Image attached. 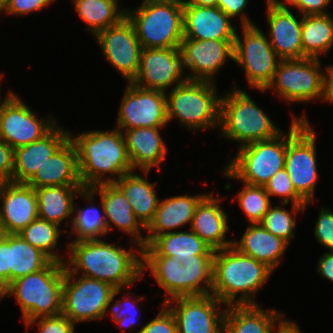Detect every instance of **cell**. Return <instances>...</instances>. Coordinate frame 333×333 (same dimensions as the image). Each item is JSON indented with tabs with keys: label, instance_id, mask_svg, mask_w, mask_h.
I'll return each instance as SVG.
<instances>
[{
	"label": "cell",
	"instance_id": "obj_1",
	"mask_svg": "<svg viewBox=\"0 0 333 333\" xmlns=\"http://www.w3.org/2000/svg\"><path fill=\"white\" fill-rule=\"evenodd\" d=\"M69 257L65 271L113 285L116 289L132 286L143 278L142 248L130 250L102 239L67 242ZM81 270V271H80Z\"/></svg>",
	"mask_w": 333,
	"mask_h": 333
},
{
	"label": "cell",
	"instance_id": "obj_2",
	"mask_svg": "<svg viewBox=\"0 0 333 333\" xmlns=\"http://www.w3.org/2000/svg\"><path fill=\"white\" fill-rule=\"evenodd\" d=\"M70 139L77 150L79 177L84 188L114 183L122 175L134 171L123 132L117 127L110 131L70 133Z\"/></svg>",
	"mask_w": 333,
	"mask_h": 333
},
{
	"label": "cell",
	"instance_id": "obj_3",
	"mask_svg": "<svg viewBox=\"0 0 333 333\" xmlns=\"http://www.w3.org/2000/svg\"><path fill=\"white\" fill-rule=\"evenodd\" d=\"M273 272L265 263L239 252L233 246L216 250L210 294L225 306L258 305L255 294ZM238 294L240 296L236 297Z\"/></svg>",
	"mask_w": 333,
	"mask_h": 333
},
{
	"label": "cell",
	"instance_id": "obj_4",
	"mask_svg": "<svg viewBox=\"0 0 333 333\" xmlns=\"http://www.w3.org/2000/svg\"><path fill=\"white\" fill-rule=\"evenodd\" d=\"M214 255H196V260L180 263L174 257L142 256V275L148 269L165 291L163 304L178 297L211 293Z\"/></svg>",
	"mask_w": 333,
	"mask_h": 333
},
{
	"label": "cell",
	"instance_id": "obj_5",
	"mask_svg": "<svg viewBox=\"0 0 333 333\" xmlns=\"http://www.w3.org/2000/svg\"><path fill=\"white\" fill-rule=\"evenodd\" d=\"M65 264L52 261L46 268L12 281L4 297H15L25 325L36 318L62 313Z\"/></svg>",
	"mask_w": 333,
	"mask_h": 333
},
{
	"label": "cell",
	"instance_id": "obj_6",
	"mask_svg": "<svg viewBox=\"0 0 333 333\" xmlns=\"http://www.w3.org/2000/svg\"><path fill=\"white\" fill-rule=\"evenodd\" d=\"M230 91L221 97V137L236 141L241 147L272 139L282 132L244 89L235 85Z\"/></svg>",
	"mask_w": 333,
	"mask_h": 333
},
{
	"label": "cell",
	"instance_id": "obj_7",
	"mask_svg": "<svg viewBox=\"0 0 333 333\" xmlns=\"http://www.w3.org/2000/svg\"><path fill=\"white\" fill-rule=\"evenodd\" d=\"M215 83L187 79L166 92L168 124L177 118L181 126L195 132L218 128L222 96L217 94Z\"/></svg>",
	"mask_w": 333,
	"mask_h": 333
},
{
	"label": "cell",
	"instance_id": "obj_8",
	"mask_svg": "<svg viewBox=\"0 0 333 333\" xmlns=\"http://www.w3.org/2000/svg\"><path fill=\"white\" fill-rule=\"evenodd\" d=\"M126 17L133 24L143 48H180L184 38L183 4L143 0Z\"/></svg>",
	"mask_w": 333,
	"mask_h": 333
},
{
	"label": "cell",
	"instance_id": "obj_9",
	"mask_svg": "<svg viewBox=\"0 0 333 333\" xmlns=\"http://www.w3.org/2000/svg\"><path fill=\"white\" fill-rule=\"evenodd\" d=\"M287 134L249 143L238 148L236 157L228 159L223 168L225 178L251 185L265 186L276 172L285 166Z\"/></svg>",
	"mask_w": 333,
	"mask_h": 333
},
{
	"label": "cell",
	"instance_id": "obj_10",
	"mask_svg": "<svg viewBox=\"0 0 333 333\" xmlns=\"http://www.w3.org/2000/svg\"><path fill=\"white\" fill-rule=\"evenodd\" d=\"M287 132L284 168L296 192L306 201L314 202L319 179L316 157V134L306 115L294 116Z\"/></svg>",
	"mask_w": 333,
	"mask_h": 333
},
{
	"label": "cell",
	"instance_id": "obj_11",
	"mask_svg": "<svg viewBox=\"0 0 333 333\" xmlns=\"http://www.w3.org/2000/svg\"><path fill=\"white\" fill-rule=\"evenodd\" d=\"M78 277L65 271L62 314L74 324L104 319L114 298L123 289L97 279Z\"/></svg>",
	"mask_w": 333,
	"mask_h": 333
},
{
	"label": "cell",
	"instance_id": "obj_12",
	"mask_svg": "<svg viewBox=\"0 0 333 333\" xmlns=\"http://www.w3.org/2000/svg\"><path fill=\"white\" fill-rule=\"evenodd\" d=\"M321 60L302 58L280 60L274 77L264 91L273 90L286 103L310 102L325 98V80L328 66L321 69Z\"/></svg>",
	"mask_w": 333,
	"mask_h": 333
},
{
	"label": "cell",
	"instance_id": "obj_13",
	"mask_svg": "<svg viewBox=\"0 0 333 333\" xmlns=\"http://www.w3.org/2000/svg\"><path fill=\"white\" fill-rule=\"evenodd\" d=\"M233 43V62L244 70L248 85L264 91L280 62L269 38L255 25L241 26ZM242 36V37H241Z\"/></svg>",
	"mask_w": 333,
	"mask_h": 333
},
{
	"label": "cell",
	"instance_id": "obj_14",
	"mask_svg": "<svg viewBox=\"0 0 333 333\" xmlns=\"http://www.w3.org/2000/svg\"><path fill=\"white\" fill-rule=\"evenodd\" d=\"M57 124L52 116L38 119L14 91L0 108V139L13 149L40 140Z\"/></svg>",
	"mask_w": 333,
	"mask_h": 333
},
{
	"label": "cell",
	"instance_id": "obj_15",
	"mask_svg": "<svg viewBox=\"0 0 333 333\" xmlns=\"http://www.w3.org/2000/svg\"><path fill=\"white\" fill-rule=\"evenodd\" d=\"M166 92L145 89L127 82L116 118V127L131 130L140 127H165L168 124Z\"/></svg>",
	"mask_w": 333,
	"mask_h": 333
},
{
	"label": "cell",
	"instance_id": "obj_16",
	"mask_svg": "<svg viewBox=\"0 0 333 333\" xmlns=\"http://www.w3.org/2000/svg\"><path fill=\"white\" fill-rule=\"evenodd\" d=\"M165 305L175 317L177 333H224L227 306L220 308L225 304L212 294L178 297Z\"/></svg>",
	"mask_w": 333,
	"mask_h": 333
},
{
	"label": "cell",
	"instance_id": "obj_17",
	"mask_svg": "<svg viewBox=\"0 0 333 333\" xmlns=\"http://www.w3.org/2000/svg\"><path fill=\"white\" fill-rule=\"evenodd\" d=\"M94 37L107 62L114 66L127 82H132L139 70L143 47L128 18L125 17L119 24L98 32Z\"/></svg>",
	"mask_w": 333,
	"mask_h": 333
},
{
	"label": "cell",
	"instance_id": "obj_18",
	"mask_svg": "<svg viewBox=\"0 0 333 333\" xmlns=\"http://www.w3.org/2000/svg\"><path fill=\"white\" fill-rule=\"evenodd\" d=\"M180 48H143L138 73L132 83L140 88L167 92L185 82Z\"/></svg>",
	"mask_w": 333,
	"mask_h": 333
},
{
	"label": "cell",
	"instance_id": "obj_19",
	"mask_svg": "<svg viewBox=\"0 0 333 333\" xmlns=\"http://www.w3.org/2000/svg\"><path fill=\"white\" fill-rule=\"evenodd\" d=\"M234 40L183 39L180 52L184 70L189 80L215 82V74L224 67L227 60L233 61Z\"/></svg>",
	"mask_w": 333,
	"mask_h": 333
},
{
	"label": "cell",
	"instance_id": "obj_20",
	"mask_svg": "<svg viewBox=\"0 0 333 333\" xmlns=\"http://www.w3.org/2000/svg\"><path fill=\"white\" fill-rule=\"evenodd\" d=\"M37 218L38 201L33 187L27 183L0 182V233L18 234Z\"/></svg>",
	"mask_w": 333,
	"mask_h": 333
},
{
	"label": "cell",
	"instance_id": "obj_21",
	"mask_svg": "<svg viewBox=\"0 0 333 333\" xmlns=\"http://www.w3.org/2000/svg\"><path fill=\"white\" fill-rule=\"evenodd\" d=\"M266 14L269 26V42L281 60L302 59L300 19L295 17L289 7L281 1L266 2Z\"/></svg>",
	"mask_w": 333,
	"mask_h": 333
},
{
	"label": "cell",
	"instance_id": "obj_22",
	"mask_svg": "<svg viewBox=\"0 0 333 333\" xmlns=\"http://www.w3.org/2000/svg\"><path fill=\"white\" fill-rule=\"evenodd\" d=\"M234 24L219 7L183 4V39L235 40Z\"/></svg>",
	"mask_w": 333,
	"mask_h": 333
},
{
	"label": "cell",
	"instance_id": "obj_23",
	"mask_svg": "<svg viewBox=\"0 0 333 333\" xmlns=\"http://www.w3.org/2000/svg\"><path fill=\"white\" fill-rule=\"evenodd\" d=\"M91 189L102 200L108 234L117 227L127 233L136 247L145 246V235H141L146 228L136 218L132 205L123 192L114 183H103L92 186ZM98 194V195H97ZM113 225V226H112Z\"/></svg>",
	"mask_w": 333,
	"mask_h": 333
},
{
	"label": "cell",
	"instance_id": "obj_24",
	"mask_svg": "<svg viewBox=\"0 0 333 333\" xmlns=\"http://www.w3.org/2000/svg\"><path fill=\"white\" fill-rule=\"evenodd\" d=\"M69 138L70 132L57 124L40 140L14 149L12 181L27 183Z\"/></svg>",
	"mask_w": 333,
	"mask_h": 333
},
{
	"label": "cell",
	"instance_id": "obj_25",
	"mask_svg": "<svg viewBox=\"0 0 333 333\" xmlns=\"http://www.w3.org/2000/svg\"><path fill=\"white\" fill-rule=\"evenodd\" d=\"M165 127H140L131 130H121L126 142L127 152L134 171L136 169L148 176L152 168L165 160L168 151L160 129Z\"/></svg>",
	"mask_w": 333,
	"mask_h": 333
},
{
	"label": "cell",
	"instance_id": "obj_26",
	"mask_svg": "<svg viewBox=\"0 0 333 333\" xmlns=\"http://www.w3.org/2000/svg\"><path fill=\"white\" fill-rule=\"evenodd\" d=\"M224 198L208 193L197 205L190 230L195 232L212 250L232 246L233 240L226 239L229 230L228 216L219 202Z\"/></svg>",
	"mask_w": 333,
	"mask_h": 333
},
{
	"label": "cell",
	"instance_id": "obj_27",
	"mask_svg": "<svg viewBox=\"0 0 333 333\" xmlns=\"http://www.w3.org/2000/svg\"><path fill=\"white\" fill-rule=\"evenodd\" d=\"M207 194L177 195L159 201L153 221L146 228L145 245L158 235L173 232L184 225L191 226L196 207Z\"/></svg>",
	"mask_w": 333,
	"mask_h": 333
},
{
	"label": "cell",
	"instance_id": "obj_28",
	"mask_svg": "<svg viewBox=\"0 0 333 333\" xmlns=\"http://www.w3.org/2000/svg\"><path fill=\"white\" fill-rule=\"evenodd\" d=\"M34 189L50 186L82 185L77 150L69 138L27 182Z\"/></svg>",
	"mask_w": 333,
	"mask_h": 333
},
{
	"label": "cell",
	"instance_id": "obj_29",
	"mask_svg": "<svg viewBox=\"0 0 333 333\" xmlns=\"http://www.w3.org/2000/svg\"><path fill=\"white\" fill-rule=\"evenodd\" d=\"M214 252L191 230L158 235L142 248V256L174 257L180 263L196 260V255H214Z\"/></svg>",
	"mask_w": 333,
	"mask_h": 333
},
{
	"label": "cell",
	"instance_id": "obj_30",
	"mask_svg": "<svg viewBox=\"0 0 333 333\" xmlns=\"http://www.w3.org/2000/svg\"><path fill=\"white\" fill-rule=\"evenodd\" d=\"M284 314L274 309L266 311L260 305H229L224 316V333H275L285 320Z\"/></svg>",
	"mask_w": 333,
	"mask_h": 333
},
{
	"label": "cell",
	"instance_id": "obj_31",
	"mask_svg": "<svg viewBox=\"0 0 333 333\" xmlns=\"http://www.w3.org/2000/svg\"><path fill=\"white\" fill-rule=\"evenodd\" d=\"M232 246L275 271L289 244L267 231L260 223H249L239 241L233 240Z\"/></svg>",
	"mask_w": 333,
	"mask_h": 333
},
{
	"label": "cell",
	"instance_id": "obj_32",
	"mask_svg": "<svg viewBox=\"0 0 333 333\" xmlns=\"http://www.w3.org/2000/svg\"><path fill=\"white\" fill-rule=\"evenodd\" d=\"M158 182L150 183L146 176L132 171L122 175L114 184L123 192L132 205L140 223L147 228L153 221L159 201L154 188Z\"/></svg>",
	"mask_w": 333,
	"mask_h": 333
},
{
	"label": "cell",
	"instance_id": "obj_33",
	"mask_svg": "<svg viewBox=\"0 0 333 333\" xmlns=\"http://www.w3.org/2000/svg\"><path fill=\"white\" fill-rule=\"evenodd\" d=\"M83 188V185H67L35 189L38 201V218L55 223L59 227L64 220L68 221L65 223L66 226L71 225L74 199Z\"/></svg>",
	"mask_w": 333,
	"mask_h": 333
},
{
	"label": "cell",
	"instance_id": "obj_34",
	"mask_svg": "<svg viewBox=\"0 0 333 333\" xmlns=\"http://www.w3.org/2000/svg\"><path fill=\"white\" fill-rule=\"evenodd\" d=\"M79 195L83 200L87 201L86 203L89 204V207L81 209L74 205L72 230H70V233L76 238L71 241L94 240L107 236L108 229L102 200L99 204L100 210L99 206L96 205L97 202H95L97 196L91 188H83Z\"/></svg>",
	"mask_w": 333,
	"mask_h": 333
},
{
	"label": "cell",
	"instance_id": "obj_35",
	"mask_svg": "<svg viewBox=\"0 0 333 333\" xmlns=\"http://www.w3.org/2000/svg\"><path fill=\"white\" fill-rule=\"evenodd\" d=\"M77 16L85 22L93 37L100 31L119 24L126 17V9L118 0H72Z\"/></svg>",
	"mask_w": 333,
	"mask_h": 333
},
{
	"label": "cell",
	"instance_id": "obj_36",
	"mask_svg": "<svg viewBox=\"0 0 333 333\" xmlns=\"http://www.w3.org/2000/svg\"><path fill=\"white\" fill-rule=\"evenodd\" d=\"M302 50L304 58L320 59L333 46V17L329 14L302 16Z\"/></svg>",
	"mask_w": 333,
	"mask_h": 333
},
{
	"label": "cell",
	"instance_id": "obj_37",
	"mask_svg": "<svg viewBox=\"0 0 333 333\" xmlns=\"http://www.w3.org/2000/svg\"><path fill=\"white\" fill-rule=\"evenodd\" d=\"M53 260L19 234H10V283L46 268Z\"/></svg>",
	"mask_w": 333,
	"mask_h": 333
},
{
	"label": "cell",
	"instance_id": "obj_38",
	"mask_svg": "<svg viewBox=\"0 0 333 333\" xmlns=\"http://www.w3.org/2000/svg\"><path fill=\"white\" fill-rule=\"evenodd\" d=\"M65 232L67 233L57 224L37 218L18 234L33 247L47 254L53 261L65 263L60 252L55 253L60 235Z\"/></svg>",
	"mask_w": 333,
	"mask_h": 333
},
{
	"label": "cell",
	"instance_id": "obj_39",
	"mask_svg": "<svg viewBox=\"0 0 333 333\" xmlns=\"http://www.w3.org/2000/svg\"><path fill=\"white\" fill-rule=\"evenodd\" d=\"M310 203L313 204V202H307L306 204L291 203L292 211H288L285 208L287 203H281L280 206L271 205L260 224L267 231L290 244V241L295 238L296 235L294 232L296 231L295 219L297 213L306 210ZM292 215L295 216V219Z\"/></svg>",
	"mask_w": 333,
	"mask_h": 333
},
{
	"label": "cell",
	"instance_id": "obj_40",
	"mask_svg": "<svg viewBox=\"0 0 333 333\" xmlns=\"http://www.w3.org/2000/svg\"><path fill=\"white\" fill-rule=\"evenodd\" d=\"M242 183V190L235 196L239 207L243 210L250 224L260 223L272 205L271 199L264 186Z\"/></svg>",
	"mask_w": 333,
	"mask_h": 333
},
{
	"label": "cell",
	"instance_id": "obj_41",
	"mask_svg": "<svg viewBox=\"0 0 333 333\" xmlns=\"http://www.w3.org/2000/svg\"><path fill=\"white\" fill-rule=\"evenodd\" d=\"M127 296V298H126ZM125 296L124 300L118 299L115 301V304H112V307L109 309L110 318L116 323L120 328L123 327L124 330L128 328V332L137 331L134 325H138L140 315L139 307L136 302L144 300L143 296H138V298L132 299L128 294ZM136 301V302H135ZM139 311V312H138ZM138 315V316H137Z\"/></svg>",
	"mask_w": 333,
	"mask_h": 333
},
{
	"label": "cell",
	"instance_id": "obj_42",
	"mask_svg": "<svg viewBox=\"0 0 333 333\" xmlns=\"http://www.w3.org/2000/svg\"><path fill=\"white\" fill-rule=\"evenodd\" d=\"M270 199L273 196L281 197L280 203L287 204H306L307 202L296 192L292 181L288 176L285 168L280 169L273 177L265 184Z\"/></svg>",
	"mask_w": 333,
	"mask_h": 333
},
{
	"label": "cell",
	"instance_id": "obj_43",
	"mask_svg": "<svg viewBox=\"0 0 333 333\" xmlns=\"http://www.w3.org/2000/svg\"><path fill=\"white\" fill-rule=\"evenodd\" d=\"M36 324L37 333H75V324L62 313L56 316L39 317L29 321L26 327Z\"/></svg>",
	"mask_w": 333,
	"mask_h": 333
},
{
	"label": "cell",
	"instance_id": "obj_44",
	"mask_svg": "<svg viewBox=\"0 0 333 333\" xmlns=\"http://www.w3.org/2000/svg\"><path fill=\"white\" fill-rule=\"evenodd\" d=\"M137 333H177V324L171 310L162 303L154 319L146 323Z\"/></svg>",
	"mask_w": 333,
	"mask_h": 333
},
{
	"label": "cell",
	"instance_id": "obj_45",
	"mask_svg": "<svg viewBox=\"0 0 333 333\" xmlns=\"http://www.w3.org/2000/svg\"><path fill=\"white\" fill-rule=\"evenodd\" d=\"M314 227V235L318 243L333 252V212L322 207Z\"/></svg>",
	"mask_w": 333,
	"mask_h": 333
},
{
	"label": "cell",
	"instance_id": "obj_46",
	"mask_svg": "<svg viewBox=\"0 0 333 333\" xmlns=\"http://www.w3.org/2000/svg\"><path fill=\"white\" fill-rule=\"evenodd\" d=\"M55 0H9L0 14L6 13L7 15L25 16L33 11L43 10L47 5L49 6Z\"/></svg>",
	"mask_w": 333,
	"mask_h": 333
},
{
	"label": "cell",
	"instance_id": "obj_47",
	"mask_svg": "<svg viewBox=\"0 0 333 333\" xmlns=\"http://www.w3.org/2000/svg\"><path fill=\"white\" fill-rule=\"evenodd\" d=\"M281 1L285 6L297 8L302 16L328 14L326 8L332 0H266V2Z\"/></svg>",
	"mask_w": 333,
	"mask_h": 333
},
{
	"label": "cell",
	"instance_id": "obj_48",
	"mask_svg": "<svg viewBox=\"0 0 333 333\" xmlns=\"http://www.w3.org/2000/svg\"><path fill=\"white\" fill-rule=\"evenodd\" d=\"M248 3V0H219L218 7L232 20L240 15V24L242 26L255 25L247 14L244 13Z\"/></svg>",
	"mask_w": 333,
	"mask_h": 333
},
{
	"label": "cell",
	"instance_id": "obj_49",
	"mask_svg": "<svg viewBox=\"0 0 333 333\" xmlns=\"http://www.w3.org/2000/svg\"><path fill=\"white\" fill-rule=\"evenodd\" d=\"M10 284V234L0 233V285Z\"/></svg>",
	"mask_w": 333,
	"mask_h": 333
},
{
	"label": "cell",
	"instance_id": "obj_50",
	"mask_svg": "<svg viewBox=\"0 0 333 333\" xmlns=\"http://www.w3.org/2000/svg\"><path fill=\"white\" fill-rule=\"evenodd\" d=\"M14 149L0 139V182L12 181Z\"/></svg>",
	"mask_w": 333,
	"mask_h": 333
},
{
	"label": "cell",
	"instance_id": "obj_51",
	"mask_svg": "<svg viewBox=\"0 0 333 333\" xmlns=\"http://www.w3.org/2000/svg\"><path fill=\"white\" fill-rule=\"evenodd\" d=\"M317 265V272L333 283V252H325L318 259Z\"/></svg>",
	"mask_w": 333,
	"mask_h": 333
},
{
	"label": "cell",
	"instance_id": "obj_52",
	"mask_svg": "<svg viewBox=\"0 0 333 333\" xmlns=\"http://www.w3.org/2000/svg\"><path fill=\"white\" fill-rule=\"evenodd\" d=\"M325 102L333 104V65H328L325 80Z\"/></svg>",
	"mask_w": 333,
	"mask_h": 333
},
{
	"label": "cell",
	"instance_id": "obj_53",
	"mask_svg": "<svg viewBox=\"0 0 333 333\" xmlns=\"http://www.w3.org/2000/svg\"><path fill=\"white\" fill-rule=\"evenodd\" d=\"M191 5L218 7L219 0H187Z\"/></svg>",
	"mask_w": 333,
	"mask_h": 333
},
{
	"label": "cell",
	"instance_id": "obj_54",
	"mask_svg": "<svg viewBox=\"0 0 333 333\" xmlns=\"http://www.w3.org/2000/svg\"><path fill=\"white\" fill-rule=\"evenodd\" d=\"M2 76H4V74H0V85H1V79H2ZM1 87V86H0ZM13 91H10L7 93L6 97L3 99V101L1 100V88H0V108H1V105L2 103L4 102V100L12 93Z\"/></svg>",
	"mask_w": 333,
	"mask_h": 333
},
{
	"label": "cell",
	"instance_id": "obj_55",
	"mask_svg": "<svg viewBox=\"0 0 333 333\" xmlns=\"http://www.w3.org/2000/svg\"><path fill=\"white\" fill-rule=\"evenodd\" d=\"M9 0H0V12L3 10V8L6 6Z\"/></svg>",
	"mask_w": 333,
	"mask_h": 333
},
{
	"label": "cell",
	"instance_id": "obj_56",
	"mask_svg": "<svg viewBox=\"0 0 333 333\" xmlns=\"http://www.w3.org/2000/svg\"><path fill=\"white\" fill-rule=\"evenodd\" d=\"M154 1H173V2L184 4L187 0H154Z\"/></svg>",
	"mask_w": 333,
	"mask_h": 333
},
{
	"label": "cell",
	"instance_id": "obj_57",
	"mask_svg": "<svg viewBox=\"0 0 333 333\" xmlns=\"http://www.w3.org/2000/svg\"><path fill=\"white\" fill-rule=\"evenodd\" d=\"M4 288L0 285V300L3 299L4 296Z\"/></svg>",
	"mask_w": 333,
	"mask_h": 333
}]
</instances>
